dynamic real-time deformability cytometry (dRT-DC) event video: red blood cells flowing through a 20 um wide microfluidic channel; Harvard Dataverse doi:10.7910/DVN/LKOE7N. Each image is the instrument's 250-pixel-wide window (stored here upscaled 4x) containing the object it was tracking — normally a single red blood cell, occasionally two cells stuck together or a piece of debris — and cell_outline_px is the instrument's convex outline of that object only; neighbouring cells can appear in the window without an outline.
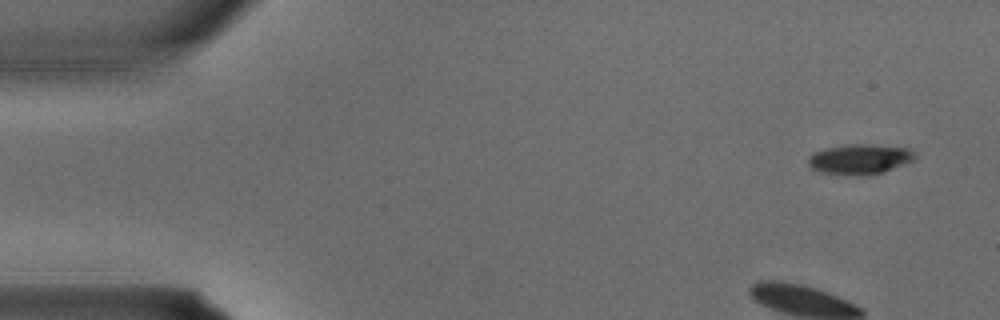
{"species": "common noctule bat (a hibernating species)", "species_latin": "Nyctalus noctula", "temperature_condition": "warm", "stored_images_in_passage": 3, "camera_frame_rate_fps": 3000, "um_per_image_px": 0.085, "animal": {"sex": "male", "body_mass_g": 15.6}, "frame": {"image": 1, "passage_image": 1, "time_ms": 0.0, "image_size_px": [1000, 320], "cell_outline_px": [[916, 160], [884, 172], [868, 176], [860, 176], [820, 172], [812, 168], [808, 164], [808, 156], [812, 152], [824, 148], [852, 144], [872, 144], [908, 148], [916, 152]], "centroid_in_image_um": [73.11, 13.53], "position_along_channel_um": 11.9, "area_um2": 19.13}}